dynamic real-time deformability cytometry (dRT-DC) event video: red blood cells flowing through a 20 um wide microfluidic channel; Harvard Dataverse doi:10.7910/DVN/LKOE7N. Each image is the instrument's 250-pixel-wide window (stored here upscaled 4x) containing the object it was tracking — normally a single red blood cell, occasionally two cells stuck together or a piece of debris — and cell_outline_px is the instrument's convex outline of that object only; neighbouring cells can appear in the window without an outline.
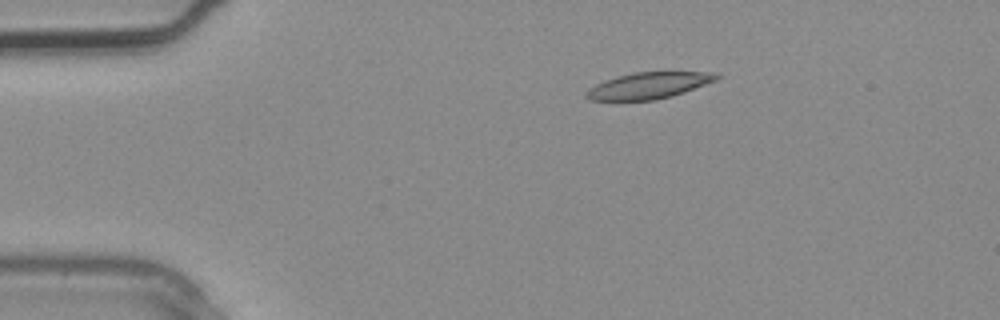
{"species": "common noctule bat (a hibernating species)", "species_latin": "Nyctalus noctula", "temperature_condition": "warm", "stored_images_in_passage": 3, "camera_frame_rate_fps": 3000, "um_per_image_px": 0.085, "animal": {"sex": "male", "body_mass_g": 20.4}, "frame": {"image": 1, "passage_image": 3, "time_ms": 0.667, "image_size_px": [1000, 320], "cell_outline_px": [[720, 76], [716, 80], [684, 92], [672, 96], [656, 100], [588, 100], [584, 96], [588, 88], [604, 80], [616, 76], [632, 72], [708, 72]], "centroid_in_image_um": [55.07, 7.27], "position_along_channel_um": 29.9, "area_um2": 19.94}}